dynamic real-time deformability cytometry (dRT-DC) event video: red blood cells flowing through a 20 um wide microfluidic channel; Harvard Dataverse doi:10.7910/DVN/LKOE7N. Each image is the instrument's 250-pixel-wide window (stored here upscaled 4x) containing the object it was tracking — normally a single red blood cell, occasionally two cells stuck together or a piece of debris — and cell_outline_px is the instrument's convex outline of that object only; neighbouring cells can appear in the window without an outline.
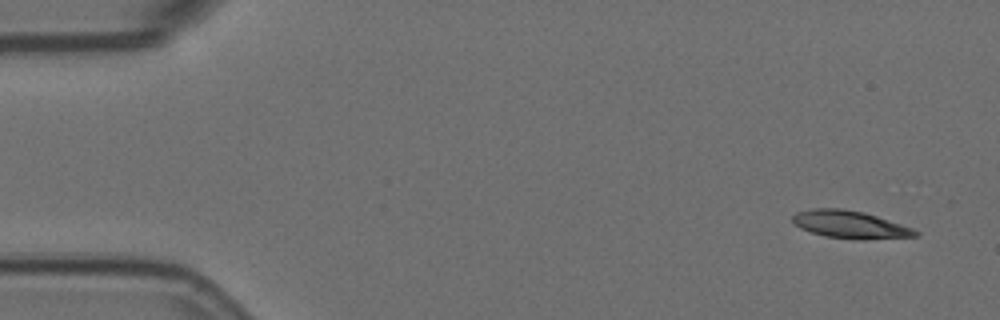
{"species": "Egyptian fruit bat (a non-hibernating species)", "species_latin": "Rousettus aegyptiacus", "temperature_condition": "room temperature", "stored_images_in_passage": 4, "camera_frame_rate_fps": 3000, "um_per_image_px": 0.085, "animal": {"sex": "female"}, "frame": {"image": 1, "passage_image": 1, "time_ms": 0.0, "image_size_px": [1000, 320], "cell_outline_px": [[920, 236], [864, 240], [860, 240], [824, 236], [800, 228], [792, 220], [792, 216], [796, 212], [812, 208], [840, 208], [864, 212], [912, 228], [920, 232]], "centroid_in_image_um": [72.27, 19.09], "position_along_channel_um": 12.7, "area_um2": 19.77}}
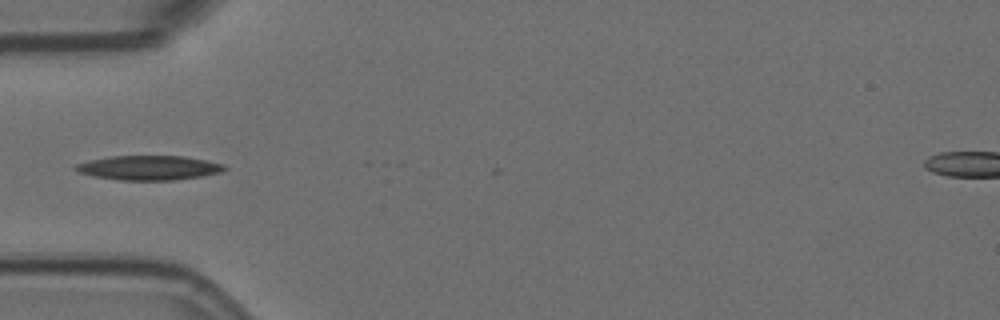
{"frame": {"image": 2, "passage_image": 4, "time_ms": 1.0, "image_size_px": [1000, 320], "cell_outline_px": [[228, 168], [224, 172], [176, 180], [120, 180], [96, 176], [76, 172], [72, 168], [76, 164], [88, 160], [112, 156], [184, 156], [208, 160], [224, 164]], "centroid_in_image_um": [12.68, 14.26], "position_along_channel_um": 72.3, "area_um2": 21.39}}